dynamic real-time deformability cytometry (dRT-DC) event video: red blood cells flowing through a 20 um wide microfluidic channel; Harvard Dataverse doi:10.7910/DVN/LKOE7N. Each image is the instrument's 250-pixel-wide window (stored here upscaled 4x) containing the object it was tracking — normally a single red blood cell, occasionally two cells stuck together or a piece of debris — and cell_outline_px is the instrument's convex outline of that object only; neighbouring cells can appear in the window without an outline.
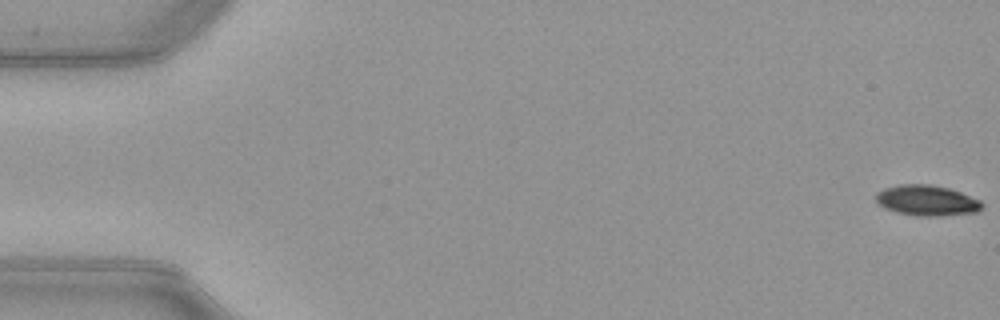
{"species": "common noctule bat (a hibernating species)", "species_latin": "Nyctalus noctula", "temperature_condition": "warm", "stored_images_in_passage": 10, "camera_frame_rate_fps": 3000, "um_per_image_px": 0.085, "animal": {"sex": "female", "body_mass_g": 21.9}, "frame": {"image": 1, "passage_image": 1, "time_ms": 0.0, "image_size_px": [1000, 320], "cell_outline_px": [[984, 204], [976, 212], [940, 216], [916, 216], [896, 212], [884, 208], [876, 204], [876, 192], [884, 188], [900, 184], [928, 184], [948, 188], [960, 192], [980, 200]], "centroid_in_image_um": [78.73, 17.04], "position_along_channel_um": 6.3, "area_um2": 18.96}}